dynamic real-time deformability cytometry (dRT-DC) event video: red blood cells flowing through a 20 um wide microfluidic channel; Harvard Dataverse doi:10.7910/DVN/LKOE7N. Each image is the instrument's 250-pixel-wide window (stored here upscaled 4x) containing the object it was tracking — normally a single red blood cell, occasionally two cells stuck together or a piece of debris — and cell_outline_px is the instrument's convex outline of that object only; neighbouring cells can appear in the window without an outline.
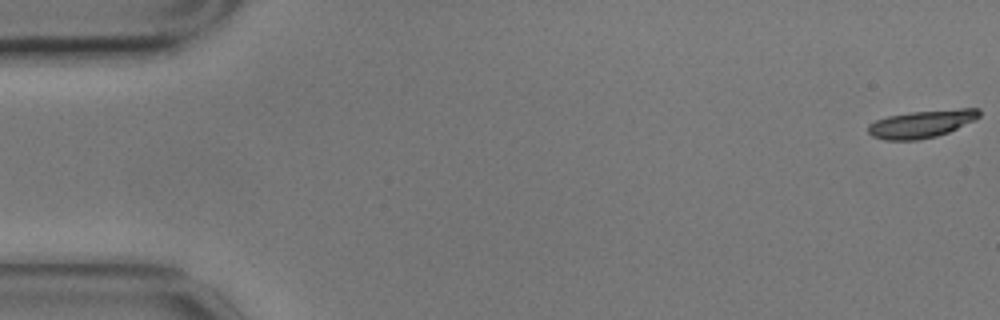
{"species": "common noctule bat (a hibernating species)", "species_latin": "Nyctalus noctula", "temperature_condition": "cold", "stored_images_in_passage": 15, "camera_frame_rate_fps": 3000, "um_per_image_px": 0.085, "animal": {"sex": "male", "body_mass_g": 17.9}, "frame": {"image": 1, "passage_image": 1, "time_ms": 0.0, "image_size_px": [1000, 320], "cell_outline_px": [[980, 116], [976, 120], [948, 132], [936, 136], [916, 140], [884, 140], [872, 136], [868, 132], [868, 124], [876, 120], [888, 116], [912, 112], [960, 108], [980, 108]], "centroid_in_image_um": [78.36, 10.53], "position_along_channel_um": 6.6, "area_um2": 17.86}}
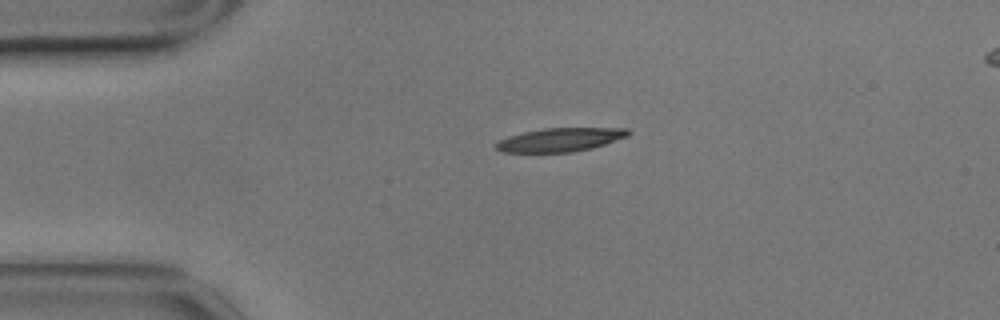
{"frame": {"image": 2, "passage_image": 12, "time_ms": 3.667, "image_size_px": [1000, 320], "cell_outline_px": [[632, 132], [628, 136], [592, 148], [572, 152], [504, 152], [496, 148], [492, 144], [508, 136], [524, 132], [544, 128], [628, 128]], "centroid_in_image_um": [47.62, 11.87], "position_along_channel_um": 37.4, "area_um2": 18.15}}